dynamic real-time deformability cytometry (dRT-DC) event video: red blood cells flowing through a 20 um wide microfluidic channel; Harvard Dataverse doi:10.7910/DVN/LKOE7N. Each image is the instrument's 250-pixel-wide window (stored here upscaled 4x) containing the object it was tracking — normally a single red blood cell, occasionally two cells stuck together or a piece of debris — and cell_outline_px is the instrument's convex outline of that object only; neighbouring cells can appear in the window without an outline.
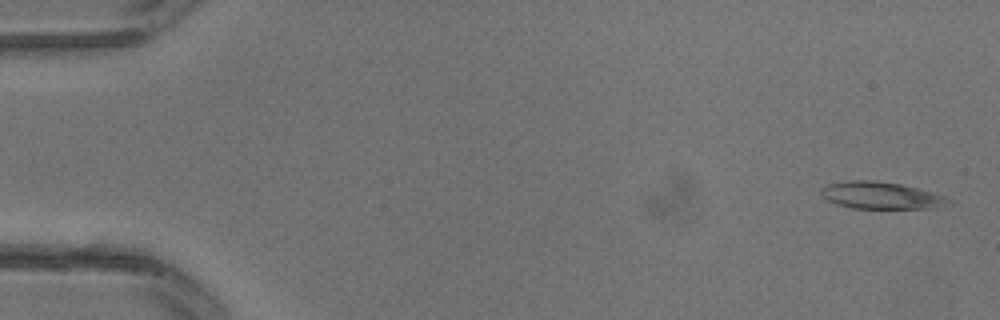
{"species": "common noctule bat (a hibernating species)", "species_latin": "Nyctalus noctula", "temperature_condition": "warm", "stored_images_in_passage": 3, "camera_frame_rate_fps": 3000, "um_per_image_px": 0.085, "animal": {"sex": "male", "body_mass_g": 13.3}, "frame": {"image": 1, "passage_image": 1, "time_ms": 0.0, "image_size_px": [1000, 320], "cell_outline_px": [[956, 200], [952, 204], [936, 208], [852, 208], [836, 204], [828, 200], [820, 192], [820, 188], [828, 184], [848, 180], [872, 180], [900, 184], [932, 192]], "centroid_in_image_um": [74.94, 16.62], "position_along_channel_um": 10.1, "area_um2": 20.17}}
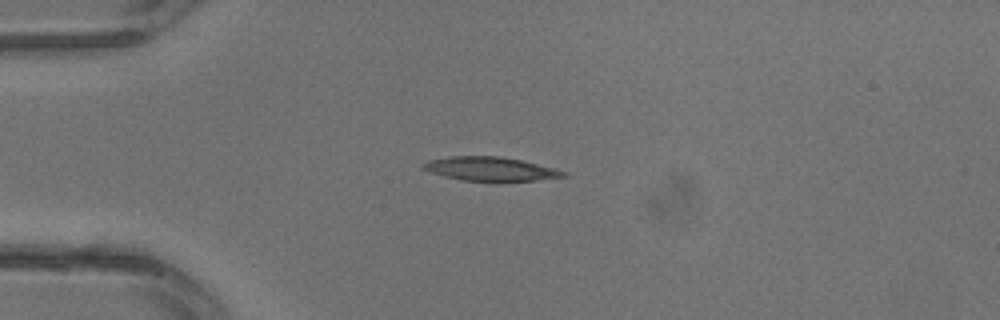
{"frame": {"image": 2, "passage_image": 3, "time_ms": 0.667, "image_size_px": [1000, 320], "cell_outline_px": [[568, 176], [536, 180], [464, 180], [444, 176], [420, 168], [420, 164], [428, 160], [448, 156], [500, 156], [520, 160], [556, 168], [568, 172]], "centroid_in_image_um": [41.67, 14.34], "position_along_channel_um": 43.3, "area_um2": 19.31}}